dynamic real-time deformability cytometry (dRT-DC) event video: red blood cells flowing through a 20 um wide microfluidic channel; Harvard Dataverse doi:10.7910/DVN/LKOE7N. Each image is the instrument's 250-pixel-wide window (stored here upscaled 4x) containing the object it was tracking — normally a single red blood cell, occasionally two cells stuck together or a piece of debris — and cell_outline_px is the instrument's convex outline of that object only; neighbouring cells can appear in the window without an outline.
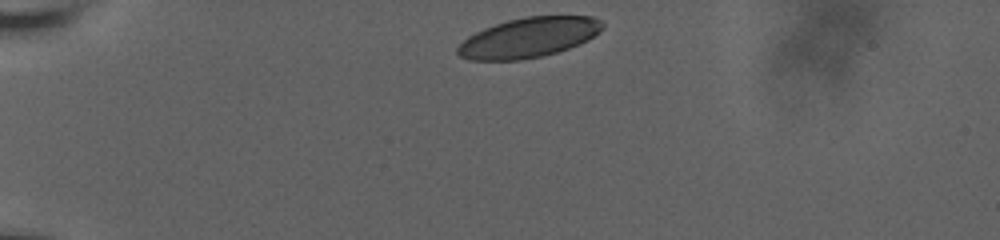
{"species": "human", "species_latin": "Homo sapiens", "temperature_condition": "room temperature", "stored_images_in_passage": 32, "camera_frame_rate_fps": 3000, "um_per_image_px": 0.085, "donor": {"sex": "male"}, "frame": {"image": 1, "passage_image": 1, "time_ms": 0.0, "image_size_px": [1000, 240], "cell_outline_px": [[604, 28], [600, 32], [588, 40], [568, 48], [556, 52], [540, 56], [520, 60], [468, 60], [460, 56], [456, 52], [456, 48], [468, 36], [484, 28], [508, 20], [528, 16], [592, 16], [604, 20]], "centroid_in_image_um": [44.97, 3.18], "position_along_channel_um": 40.0, "area_um2": 33.7}}
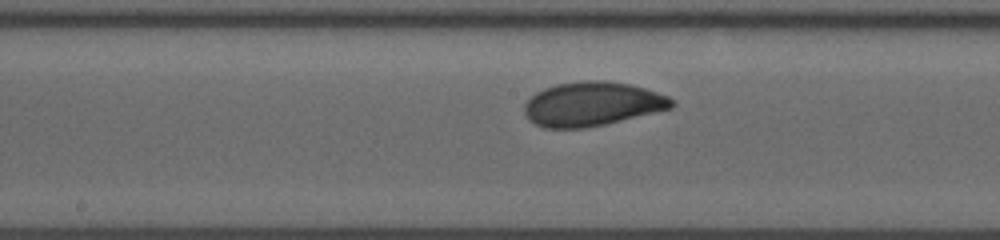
{"frame": {"image": 2, "passage_image": 18, "time_ms": 6.0, "image_size_px": [1000, 240], "cell_outline_px": [[676, 104], [672, 108], [604, 124], [584, 128], [544, 128], [528, 120], [524, 112], [524, 104], [536, 92], [544, 88], [556, 84], [584, 80], [604, 80], [632, 84], [668, 96], [676, 100]], "centroid_in_image_um": [50.34, 8.83], "position_along_channel_um": 197.9, "area_um2": 37.97}}
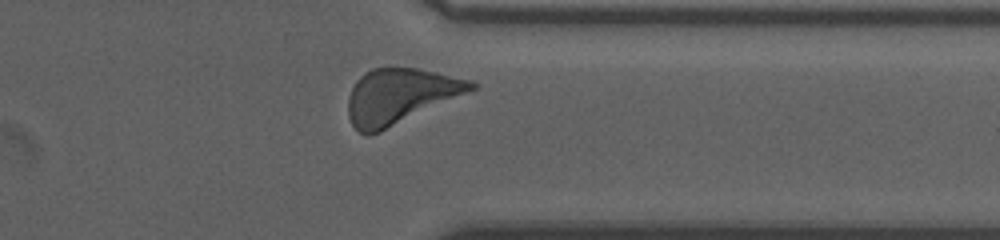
{"frame": {"image": 3, "passage_image": 31, "time_ms": 11.0, "image_size_px": [1000, 240], "cell_outline_px": [[480, 84], [476, 88], [380, 132], [368, 136], [360, 132], [352, 124], [348, 116], [348, 96], [356, 80], [364, 72], [372, 68], [416, 68], [436, 72], [472, 80]], "centroid_in_image_um": [33.97, 8.16], "position_along_channel_um": 377.4, "area_um2": 39.25}, "authors_computed_cell_mechanics": {"area_um2": 37.1654, "velocity_mm_per_s": 3.6118, "shape_relaxation_time_tau1_ms": 2.2865, "shape_relaxation_time_tau2_ms": null, "deformation_change_tau1": 0.0974, "deformation_change_tau2": null}}